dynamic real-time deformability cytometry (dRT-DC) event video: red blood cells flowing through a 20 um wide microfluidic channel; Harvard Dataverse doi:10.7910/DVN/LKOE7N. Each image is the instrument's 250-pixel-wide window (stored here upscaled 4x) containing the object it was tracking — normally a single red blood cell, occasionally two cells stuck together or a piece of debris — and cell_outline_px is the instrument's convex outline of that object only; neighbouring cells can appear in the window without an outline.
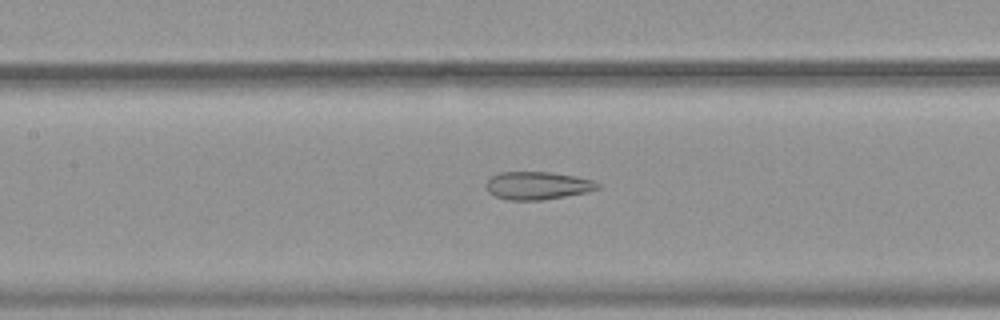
{"species": "common noctule bat (a hibernating species)", "species_latin": "Nyctalus noctula", "temperature_condition": "warm", "stored_images_in_passage": 54, "camera_frame_rate_fps": 3000, "um_per_image_px": 0.085, "animal": {"sex": "female", "body_mass_g": 19.9}, "frame": {"image": 1, "passage_image": 26, "time_ms": 8.333, "image_size_px": [1000, 320], "cell_outline_px": [[600, 188], [588, 192], [544, 200], [508, 200], [496, 196], [488, 192], [484, 184], [492, 176], [500, 172], [552, 172], [576, 176], [592, 180], [600, 184]], "centroid_in_image_um": [45.7, 15.77], "position_along_channel_um": 161.7, "area_um2": 18.26}}
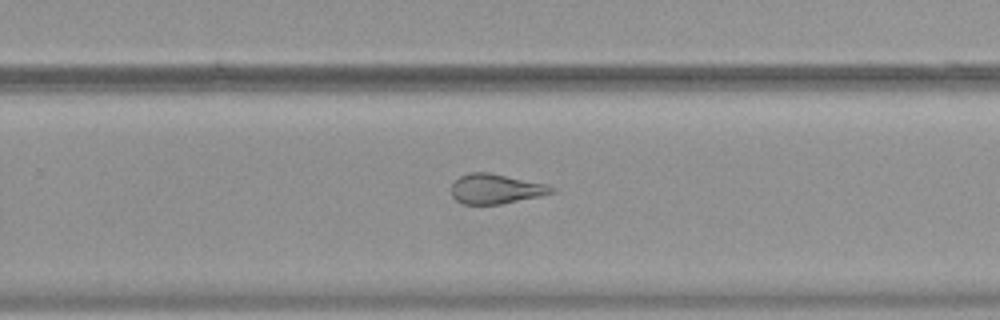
{"frame": {"image": 2, "passage_image": 36, "time_ms": 11.667, "image_size_px": [1000, 320], "cell_outline_px": [[556, 192], [540, 196], [500, 204], [464, 204], [456, 200], [452, 196], [452, 184], [460, 176], [468, 172], [488, 172], [548, 184], [556, 188]], "centroid_in_image_um": [42.17, 16.05], "position_along_channel_um": 287.6, "area_um2": 17.46}}
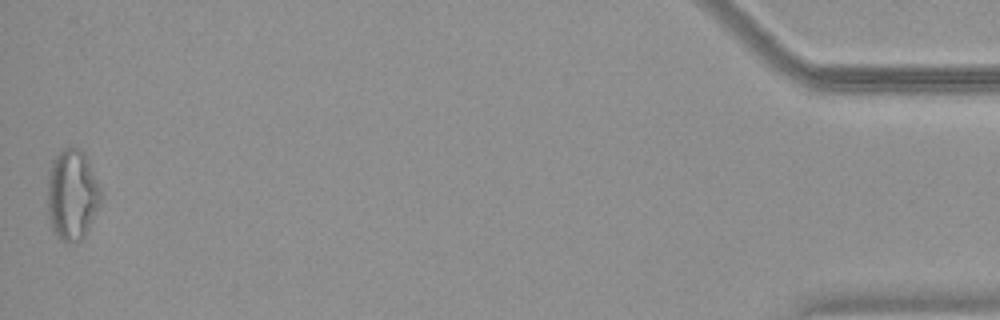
{"frame": {"image": 3, "passage_image": 54, "time_ms": 17.667, "image_size_px": [1000, 320], "cell_outline_px": [[100, 200], [88, 228], [84, 236], [80, 240], [60, 240], [52, 232], [48, 216], [48, 176], [52, 160], [64, 148], [80, 148], [84, 152], [100, 188]], "centroid_in_image_um": [6.09, 16.54], "position_along_channel_um": 429.1, "area_um2": 27.63}, "authors_computed_cell_mechanics": {"area_um2": 23.7847, "velocity_mm_per_s": 3.8081, "shape_relaxation_time_tau1_ms": null, "shape_relaxation_time_tau2_ms": 1.5591, "deformation_change_tau1": null, "deformation_change_tau2": 0.1124}}